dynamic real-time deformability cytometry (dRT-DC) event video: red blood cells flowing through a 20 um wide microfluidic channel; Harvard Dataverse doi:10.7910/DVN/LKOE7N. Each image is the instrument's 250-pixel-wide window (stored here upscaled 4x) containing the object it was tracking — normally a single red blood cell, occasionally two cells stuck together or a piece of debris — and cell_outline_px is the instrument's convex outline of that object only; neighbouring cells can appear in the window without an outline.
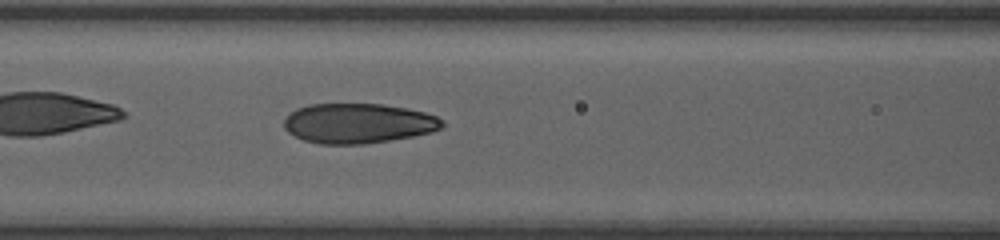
{"species": "human", "species_latin": "Homo sapiens", "temperature_condition": "room temperature", "stored_images_in_passage": 12, "camera_frame_rate_fps": 3000, "um_per_image_px": 0.085, "donor": {"sex": "female"}, "frame": {"image": 1, "passage_image": 12, "time_ms": 3.667, "image_size_px": [1000, 240], "cell_outline_px": [[444, 124], [440, 128], [432, 132], [412, 136], [364, 144], [320, 144], [304, 140], [288, 132], [284, 128], [284, 120], [296, 108], [308, 104], [384, 104], [408, 108], [424, 112], [436, 116], [444, 120]], "centroid_in_image_um": [30.45, 10.47], "position_along_channel_um": 136.2, "area_um2": 36.76}}